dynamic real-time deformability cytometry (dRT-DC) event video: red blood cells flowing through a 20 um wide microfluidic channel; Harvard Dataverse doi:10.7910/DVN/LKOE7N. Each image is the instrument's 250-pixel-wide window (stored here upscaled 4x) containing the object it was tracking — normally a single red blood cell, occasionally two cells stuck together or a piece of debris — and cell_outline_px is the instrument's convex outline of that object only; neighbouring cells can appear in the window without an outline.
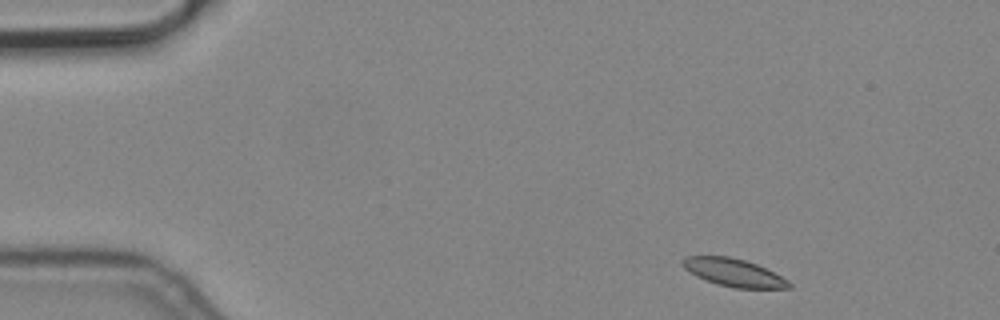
{"species": "common noctule bat (a hibernating species)", "species_latin": "Nyctalus noctula", "temperature_condition": "cold", "stored_images_in_passage": 6, "camera_frame_rate_fps": 3000, "um_per_image_px": 0.085, "animal": {"sex": "male", "body_mass_g": 19.2, "forearm_length_mm": 51.8}, "frame": {"image": 1, "passage_image": 1, "time_ms": 0.0, "image_size_px": [1000, 320], "cell_outline_px": [[792, 288], [732, 288], [716, 284], [704, 280], [696, 276], [684, 268], [680, 264], [680, 260], [684, 256], [728, 256], [744, 260], [756, 264], [788, 280], [792, 284]], "centroid_in_image_um": [62.31, 23.17], "position_along_channel_um": 22.7, "area_um2": 17.28}}
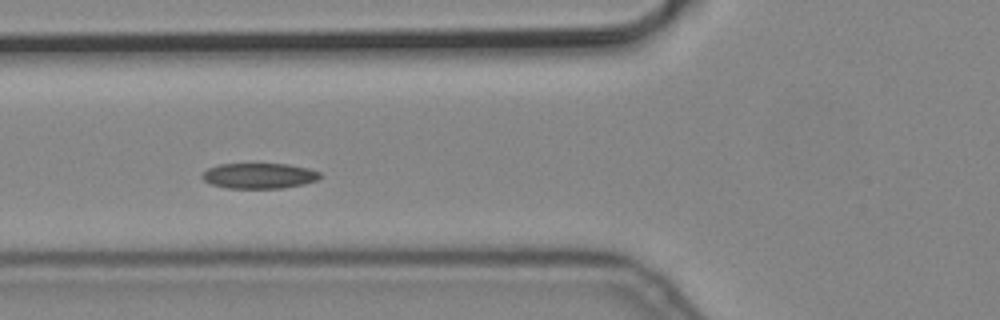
{"frame": {"image": 2, "passage_image": 5, "time_ms": 1.333, "image_size_px": [1000, 320], "cell_outline_px": [[320, 176], [316, 180], [304, 184], [284, 188], [228, 188], [212, 184], [204, 180], [200, 176], [208, 168], [220, 164], [288, 164], [308, 168], [320, 172]], "centroid_in_image_um": [22.03, 14.94], "position_along_channel_um": 103.8, "area_um2": 17.4}}
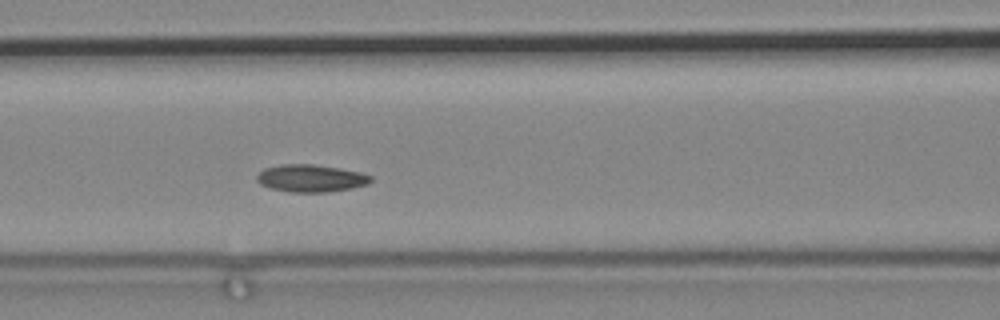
{"frame": {"image": 3, "passage_image": 6, "time_ms": 1.667, "image_size_px": [1000, 320], "cell_outline_px": [[372, 180], [368, 184], [352, 188], [328, 192], [288, 192], [272, 188], [260, 184], [256, 180], [256, 176], [264, 168], [280, 164], [312, 164], [340, 168], [360, 172], [372, 176]], "centroid_in_image_um": [26.42, 15.15], "position_along_channel_um": 140.2, "area_um2": 18.26}}